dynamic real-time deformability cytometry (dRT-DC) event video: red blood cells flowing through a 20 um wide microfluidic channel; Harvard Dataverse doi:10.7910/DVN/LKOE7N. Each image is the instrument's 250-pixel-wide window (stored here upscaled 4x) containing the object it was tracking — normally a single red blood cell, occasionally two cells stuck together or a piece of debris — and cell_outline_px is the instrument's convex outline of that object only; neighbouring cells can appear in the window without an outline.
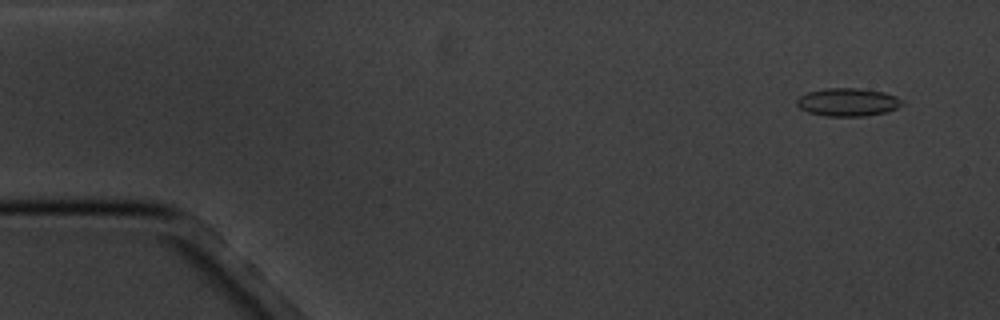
{"species": "common noctule bat (a hibernating species)", "species_latin": "Nyctalus noctula", "temperature_condition": "cold", "stored_images_in_passage": 5, "camera_frame_rate_fps": 3000, "um_per_image_px": 0.085, "animal": {"sex": "male", "body_mass_g": 20.1, "forearm_length_mm": 53.5}, "frame": {"image": 1, "passage_image": 1, "time_ms": 0.0, "image_size_px": [1000, 320], "cell_outline_px": [[904, 104], [896, 108], [884, 112], [864, 116], [828, 116], [808, 112], [800, 108], [796, 104], [796, 100], [800, 96], [808, 92], [824, 88], [856, 88], [884, 92], [896, 96]], "centroid_in_image_um": [72.03, 8.67], "position_along_channel_um": 13.0, "area_um2": 17.05}}
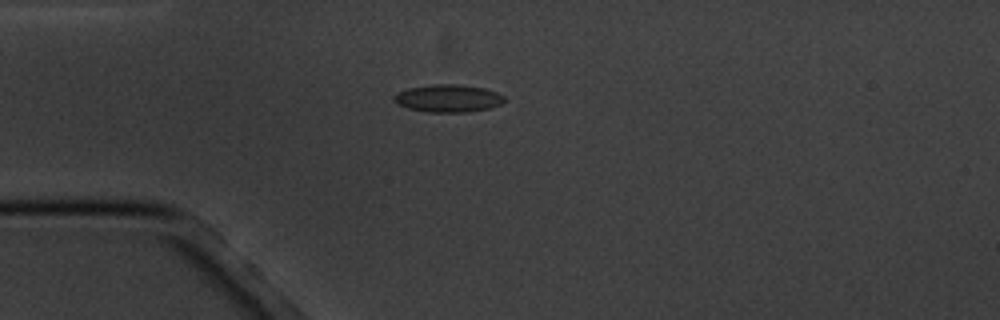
{"frame": {"image": 2, "passage_image": 4, "time_ms": 3.667, "image_size_px": [1000, 320], "cell_outline_px": [[504, 100], [500, 104], [488, 108], [468, 112], [428, 112], [408, 108], [392, 100], [396, 92], [408, 88], [436, 84], [456, 84], [484, 88], [496, 92], [504, 96]], "centroid_in_image_um": [38.07, 8.35], "position_along_channel_um": 46.9, "area_um2": 17.57}}
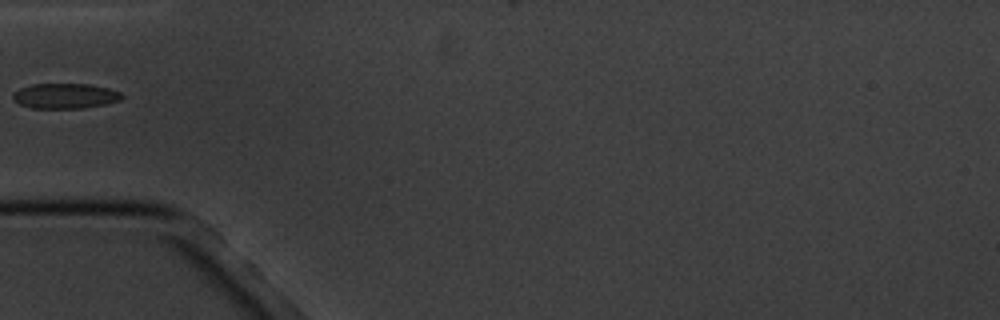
{"frame": {"image": 3, "passage_image": 5, "time_ms": 5.0, "image_size_px": [1000, 320], "cell_outline_px": [[124, 96], [120, 100], [104, 104], [84, 108], [32, 108], [20, 104], [12, 96], [20, 88], [32, 84], [88, 84], [108, 88], [120, 92]], "centroid_in_image_um": [5.56, 8.15], "position_along_channel_um": 79.4, "area_um2": 15.78}}